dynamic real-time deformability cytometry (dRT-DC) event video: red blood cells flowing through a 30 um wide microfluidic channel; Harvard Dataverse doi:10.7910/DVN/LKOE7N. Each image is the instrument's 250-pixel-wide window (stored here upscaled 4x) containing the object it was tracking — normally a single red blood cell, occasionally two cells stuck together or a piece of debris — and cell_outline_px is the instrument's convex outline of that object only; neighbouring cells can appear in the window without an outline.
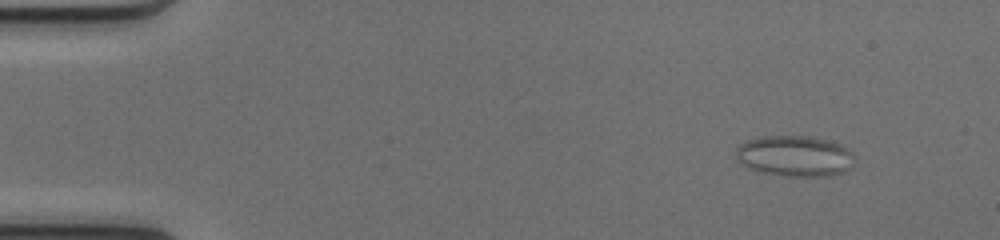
{"species": "common noctule bat (a hibernating species)", "species_latin": "Nyctalus noctula", "temperature_condition": "cold", "stored_images_in_passage": 50, "camera_frame_rate_fps": 3000, "um_per_image_px": 0.085, "animal": {"sex": "female", "body_mass_g": 17.0, "forearm_length_mm": 48.0}, "frame": {"image": 1, "passage_image": 2, "time_ms": 0.333, "image_size_px": [1000, 240], "cell_outline_px": [[852, 156], [848, 168], [844, 172], [828, 176], [788, 176], [764, 172], [752, 168], [736, 160], [736, 148], [740, 144], [748, 140], [764, 136], [808, 136], [828, 140], [840, 144], [848, 148], [852, 152]], "centroid_in_image_um": [67.54, 13.25], "position_along_channel_um": 17.5, "area_um2": 27.8}}
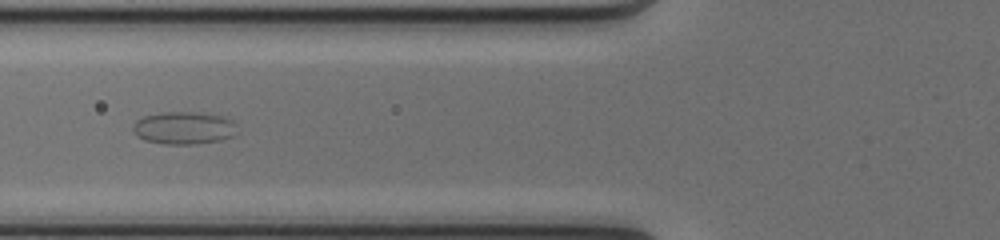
{"frame": {"image": 2, "passage_image": 18, "time_ms": 5.667, "image_size_px": [1000, 240], "cell_outline_px": [[240, 132], [236, 136], [220, 140], [196, 144], [164, 144], [144, 140], [136, 136], [132, 132], [132, 124], [136, 120], [144, 116], [168, 112], [192, 112], [224, 116], [232, 120], [236, 124]], "centroid_in_image_um": [15.66, 10.89], "position_along_channel_um": 110.1, "area_um2": 20.17}}
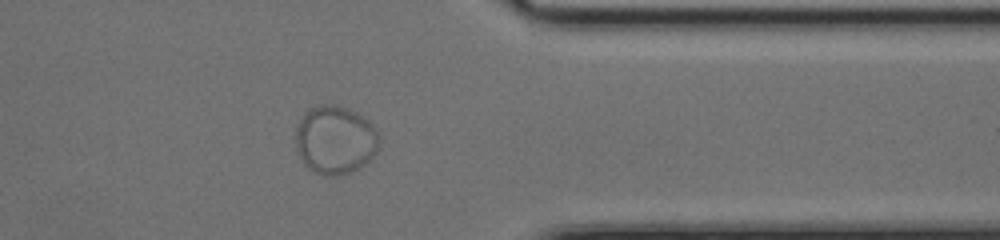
{"frame": {"image": 3, "passage_image": 40, "time_ms": 13.0, "image_size_px": [1000, 240], "cell_outline_px": [[380, 144], [372, 160], [360, 168], [352, 172], [340, 176], [324, 176], [308, 168], [304, 164], [296, 148], [296, 124], [304, 112], [320, 104], [336, 104], [348, 108], [356, 112], [380, 136]], "centroid_in_image_um": [28.48, 11.92], "position_along_channel_um": 382.9, "area_um2": 33.58}}